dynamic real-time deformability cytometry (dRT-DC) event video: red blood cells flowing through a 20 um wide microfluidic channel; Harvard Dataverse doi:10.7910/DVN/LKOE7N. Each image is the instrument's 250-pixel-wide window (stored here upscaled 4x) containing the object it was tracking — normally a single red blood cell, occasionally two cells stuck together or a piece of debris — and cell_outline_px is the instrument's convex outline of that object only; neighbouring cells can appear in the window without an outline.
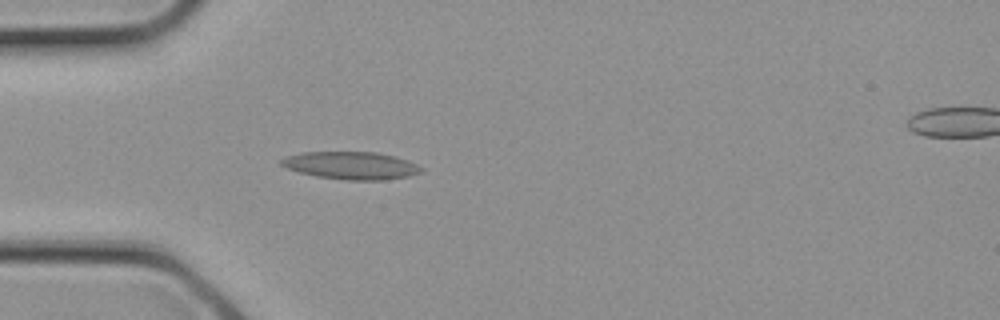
{"species": "common noctule bat (a hibernating species)", "species_latin": "Nyctalus noctula", "temperature_condition": "cold", "stored_images_in_passage": 3, "camera_frame_rate_fps": 3000, "um_per_image_px": 0.085, "animal": {"sex": "female", "body_mass_g": 21.9}, "frame": {"image": 1, "passage_image": 1, "time_ms": 0.0, "image_size_px": [1000, 320], "cell_outline_px": [[424, 172], [408, 176], [384, 180], [348, 180], [316, 176], [300, 172], [288, 168], [280, 164], [280, 160], [284, 156], [304, 152], [376, 152], [408, 160], [424, 168]], "centroid_in_image_um": [29.86, 14.06], "position_along_channel_um": 55.1, "area_um2": 22.48}}
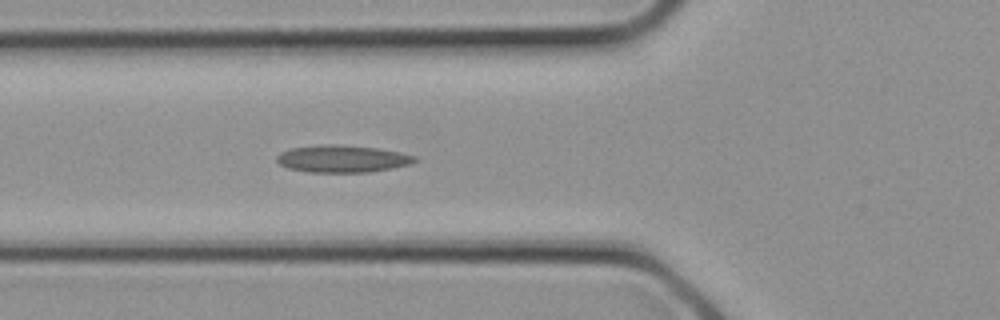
{"frame": {"image": 2, "passage_image": 3, "time_ms": 0.667, "image_size_px": [1000, 320], "cell_outline_px": [[416, 160], [412, 164], [392, 168], [368, 172], [308, 172], [288, 168], [280, 164], [276, 160], [276, 156], [280, 152], [288, 148], [320, 144], [340, 144], [380, 148], [400, 152], [416, 156]], "centroid_in_image_um": [29.08, 13.48], "position_along_channel_um": 96.7, "area_um2": 22.2}}